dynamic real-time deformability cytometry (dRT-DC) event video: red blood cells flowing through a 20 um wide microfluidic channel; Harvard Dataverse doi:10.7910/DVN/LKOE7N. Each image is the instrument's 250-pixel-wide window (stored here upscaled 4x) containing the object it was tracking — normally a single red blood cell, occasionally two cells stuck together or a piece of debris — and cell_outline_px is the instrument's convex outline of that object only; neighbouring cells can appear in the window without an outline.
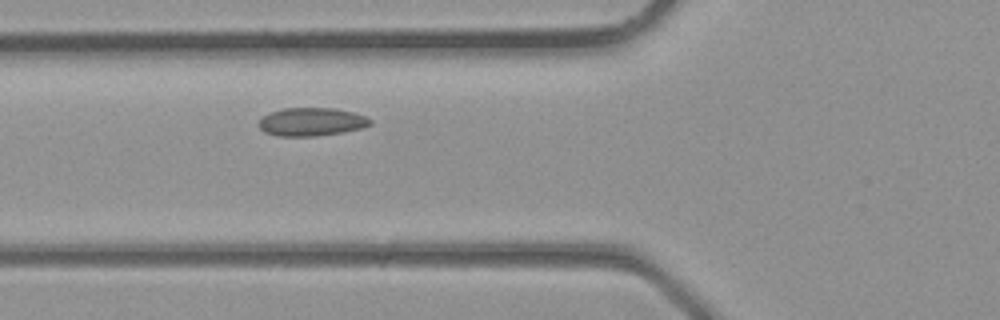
{"species": "common noctule bat (a hibernating species)", "species_latin": "Nyctalus noctula", "temperature_condition": "room temperature", "stored_images_in_passage": 2, "camera_frame_rate_fps": 3000, "um_per_image_px": 0.085, "animal": {"sex": "male", "body_mass_g": 23.1, "forearm_length_mm": 52.7}, "frame": {"image": 1, "passage_image": 2, "time_ms": 0.333, "image_size_px": [1000, 320], "cell_outline_px": [[372, 124], [364, 128], [344, 132], [316, 136], [276, 136], [264, 132], [256, 124], [268, 112], [284, 108], [336, 108], [352, 112], [364, 116], [372, 120]], "centroid_in_image_um": [26.47, 10.36], "position_along_channel_um": 99.3, "area_um2": 18.55}}